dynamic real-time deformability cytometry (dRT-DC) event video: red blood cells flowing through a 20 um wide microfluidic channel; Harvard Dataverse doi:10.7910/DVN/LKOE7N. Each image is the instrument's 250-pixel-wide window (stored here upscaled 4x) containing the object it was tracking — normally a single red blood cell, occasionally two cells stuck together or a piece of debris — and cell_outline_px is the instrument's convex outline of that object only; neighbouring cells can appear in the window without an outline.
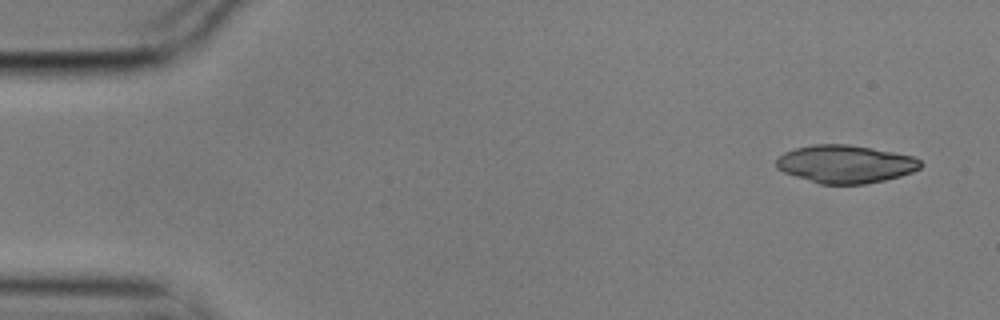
{"species": "common noctule bat (a hibernating species)", "species_latin": "Nyctalus noctula", "temperature_condition": "cold", "stored_images_in_passage": 7, "camera_frame_rate_fps": 3000, "um_per_image_px": 0.085, "animal": {"sex": "male", "body_mass_g": 17.9}, "frame": {"image": 1, "passage_image": 1, "time_ms": 0.0, "image_size_px": [1000, 320], "cell_outline_px": [[924, 164], [920, 168], [912, 172], [900, 176], [884, 180], [864, 184], [820, 184], [784, 172], [776, 168], [776, 160], [784, 152], [796, 148], [812, 144], [848, 144], [872, 148], [912, 156], [920, 160]], "centroid_in_image_um": [71.86, 13.94], "position_along_channel_um": 13.1, "area_um2": 31.79}}